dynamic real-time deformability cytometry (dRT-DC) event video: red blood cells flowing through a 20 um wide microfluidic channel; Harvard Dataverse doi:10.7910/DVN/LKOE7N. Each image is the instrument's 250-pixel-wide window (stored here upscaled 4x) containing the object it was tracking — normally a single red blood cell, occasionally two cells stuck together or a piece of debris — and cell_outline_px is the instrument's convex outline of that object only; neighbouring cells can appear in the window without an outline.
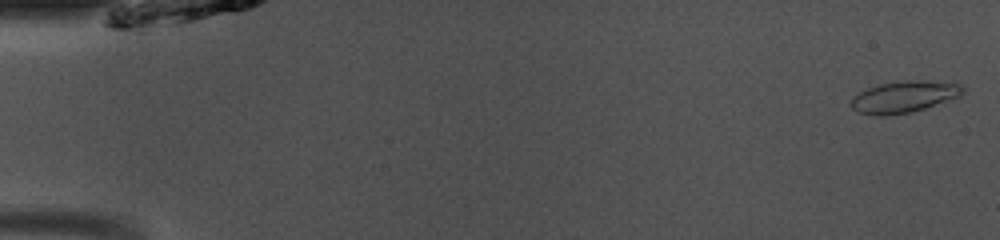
{"species": "common noctule bat (a hibernating species)", "species_latin": "Nyctalus noctula", "temperature_condition": "room temperature", "stored_images_in_passage": 48, "camera_frame_rate_fps": 3000, "um_per_image_px": 0.085, "animal": {"sex": "male", "body_mass_g": 13.0, "forearm_length_mm": 53.1}, "frame": {"image": 1, "passage_image": 1, "time_ms": 0.0, "image_size_px": [1000, 240], "cell_outline_px": [[964, 92], [960, 96], [924, 108], [908, 112], [880, 116], [876, 116], [860, 112], [852, 108], [848, 104], [860, 92], [868, 88], [880, 84], [900, 80], [956, 80], [964, 88]], "centroid_in_image_um": [76.92, 8.18], "position_along_channel_um": 8.1, "area_um2": 20.75}}
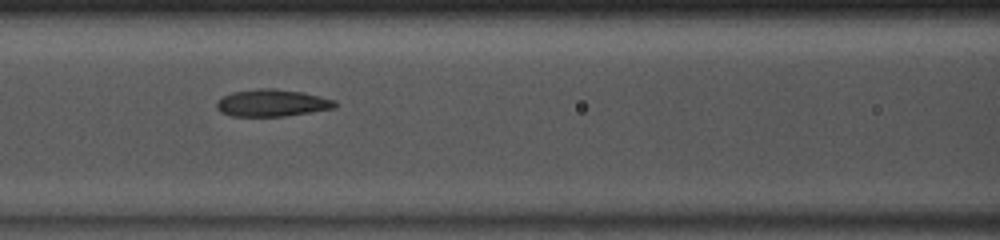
{"frame": {"image": 2, "passage_image": 21, "time_ms": 6.667, "image_size_px": [1000, 240], "cell_outline_px": [[336, 108], [284, 116], [232, 116], [220, 112], [216, 108], [216, 100], [232, 92], [260, 88], [276, 88], [304, 92], [336, 100]], "centroid_in_image_um": [23.12, 8.74], "position_along_channel_um": 143.5, "area_um2": 18.84}}
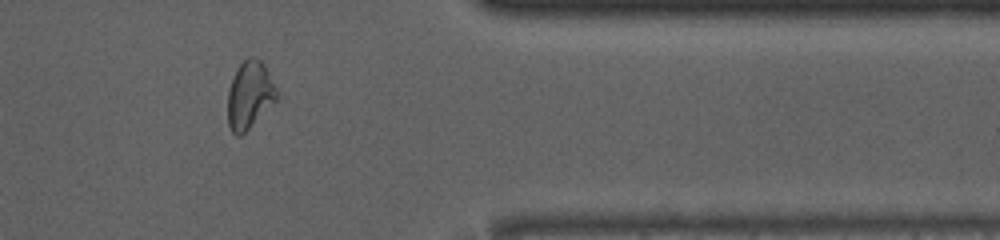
{"frame": {"image": 3, "passage_image": 40, "time_ms": 13.0, "image_size_px": [1000, 240], "cell_outline_px": [[280, 96], [240, 136], [236, 136], [232, 132], [228, 124], [228, 92], [236, 68], [248, 56], [252, 56], [260, 60], [264, 64]], "centroid_in_image_um": [21.21, 8.05], "position_along_channel_um": 390.2, "area_um2": 19.02}, "authors_computed_cell_mechanics": {"area_um2": 19.1896, "velocity_mm_per_s": 4.128, "shape_relaxation_time_tau1_ms": 3.6485, "shape_relaxation_time_tau2_ms": 1.7202, "deformation_change_tau1": 0.1578, "deformation_change_tau2": 0.0536}}